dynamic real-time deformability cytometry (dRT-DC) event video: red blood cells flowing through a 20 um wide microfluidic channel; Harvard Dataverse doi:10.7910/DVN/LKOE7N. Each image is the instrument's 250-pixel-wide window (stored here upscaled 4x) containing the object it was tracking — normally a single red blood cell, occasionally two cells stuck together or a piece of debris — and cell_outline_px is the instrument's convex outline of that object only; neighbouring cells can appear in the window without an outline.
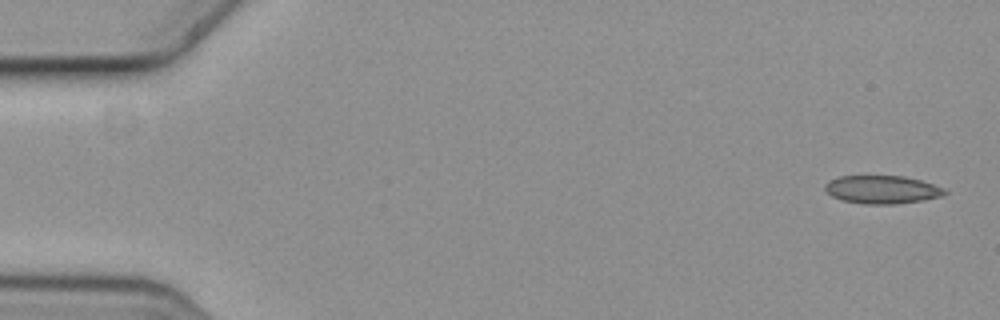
{"species": "common noctule bat (a hibernating species)", "species_latin": "Nyctalus noctula", "temperature_condition": "cold", "stored_images_in_passage": 5, "camera_frame_rate_fps": 3000, "um_per_image_px": 0.085, "animal": {"sex": "female", "body_mass_g": 19.3, "forearm_length_mm": 54.1}, "frame": {"image": 1, "passage_image": 1, "time_ms": 0.0, "image_size_px": [1000, 320], "cell_outline_px": [[948, 192], [940, 196], [924, 200], [896, 204], [864, 204], [844, 200], [832, 196], [824, 188], [824, 184], [840, 176], [904, 176], [920, 180], [932, 184]], "centroid_in_image_um": [74.96, 16.12], "position_along_channel_um": 10.0, "area_um2": 19.31}}
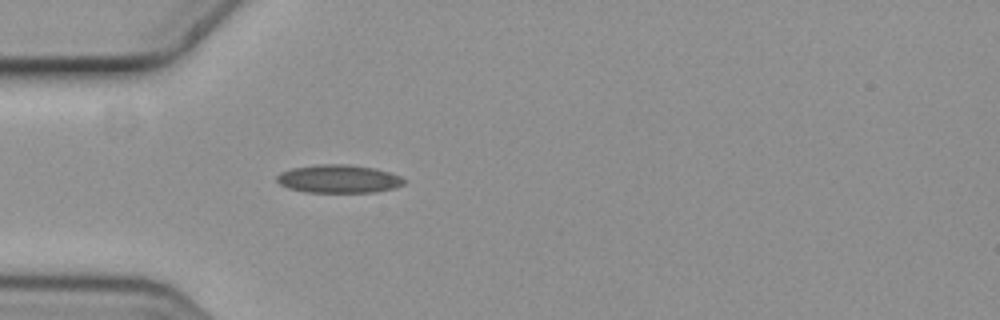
{"frame": {"image": 2, "passage_image": 5, "time_ms": 1.333, "image_size_px": [1000, 320], "cell_outline_px": [[408, 180], [404, 184], [396, 188], [376, 192], [304, 192], [288, 188], [280, 184], [276, 180], [276, 176], [280, 172], [292, 168], [320, 164], [348, 164], [372, 168], [388, 172], [400, 176]], "centroid_in_image_um": [28.79, 15.21], "position_along_channel_um": 56.2, "area_um2": 20.98}}